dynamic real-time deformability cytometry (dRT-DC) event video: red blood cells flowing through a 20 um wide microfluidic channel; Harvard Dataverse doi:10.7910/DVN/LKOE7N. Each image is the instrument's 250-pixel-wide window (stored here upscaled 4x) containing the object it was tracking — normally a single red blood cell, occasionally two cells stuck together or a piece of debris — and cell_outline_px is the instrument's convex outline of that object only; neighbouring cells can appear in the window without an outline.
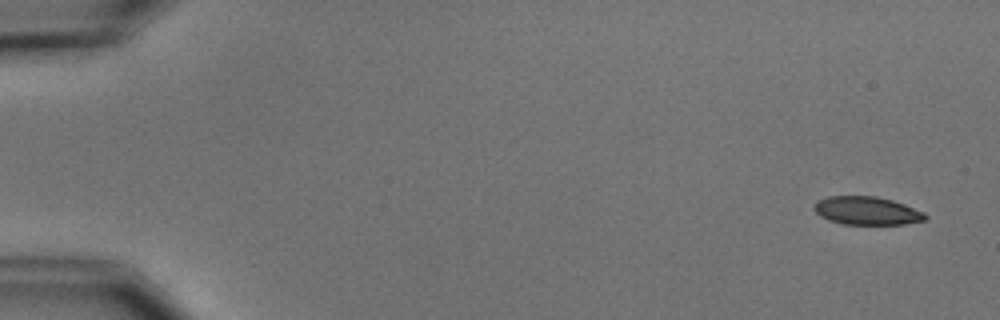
{"species": "common noctule bat (a hibernating species)", "species_latin": "Nyctalus noctula", "temperature_condition": "cold", "stored_images_in_passage": 5, "camera_frame_rate_fps": 3000, "um_per_image_px": 0.085, "animal": {"sex": "male", "body_mass_g": 15.6}, "frame": {"image": 1, "passage_image": 1, "time_ms": 0.0, "image_size_px": [1000, 320], "cell_outline_px": [[928, 216], [924, 220], [904, 224], [844, 224], [828, 220], [820, 216], [812, 208], [820, 200], [828, 196], [876, 196], [892, 200], [904, 204], [924, 212]], "centroid_in_image_um": [73.69, 17.91], "position_along_channel_um": 11.3, "area_um2": 18.15}}
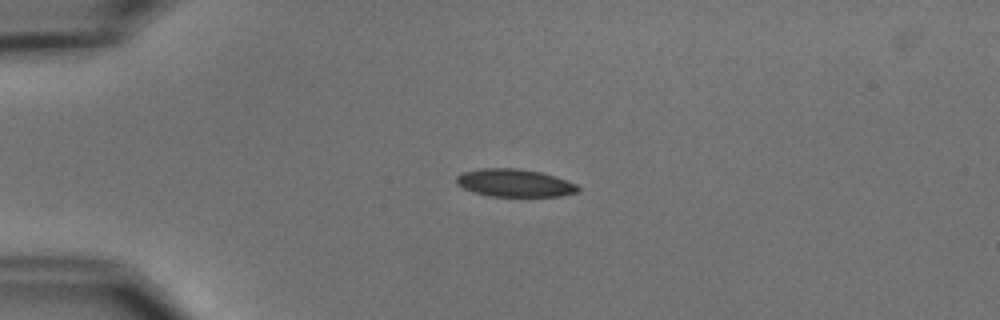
{"frame": {"image": 2, "passage_image": 4, "time_ms": 3.667, "image_size_px": [1000, 320], "cell_outline_px": [[580, 188], [576, 192], [560, 196], [488, 196], [464, 188], [456, 184], [456, 176], [460, 172], [480, 168], [516, 168], [540, 172], [556, 176], [576, 184]], "centroid_in_image_um": [43.71, 15.54], "position_along_channel_um": 41.3, "area_um2": 19.65}}